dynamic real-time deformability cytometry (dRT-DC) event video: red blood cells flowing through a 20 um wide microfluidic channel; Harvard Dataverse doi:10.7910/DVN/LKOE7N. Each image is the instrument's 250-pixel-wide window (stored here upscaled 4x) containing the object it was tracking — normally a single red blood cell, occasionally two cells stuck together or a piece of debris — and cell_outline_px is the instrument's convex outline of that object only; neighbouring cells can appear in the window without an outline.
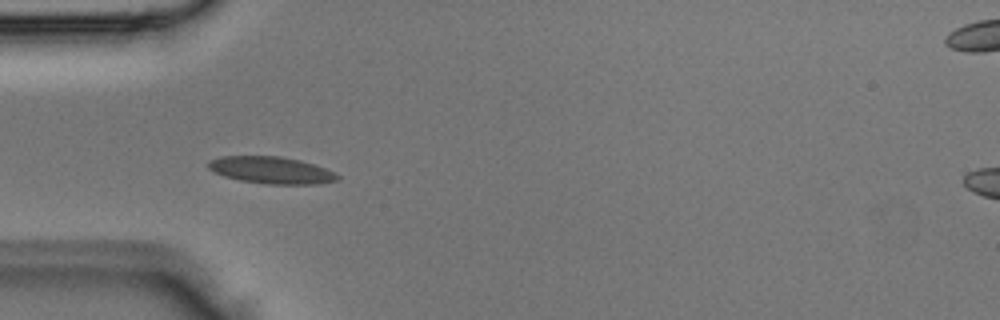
{"species": "Egyptian fruit bat (a non-hibernating species)", "species_latin": "Rousettus aegyptiacus", "temperature_condition": "room temperature", "stored_images_in_passage": 2, "camera_frame_rate_fps": 3000, "um_per_image_px": 0.085, "animal": {"sex": "male"}, "frame": {"image": 1, "passage_image": 2, "time_ms": 0.333, "image_size_px": [1000, 320], "cell_outline_px": [[340, 176], [336, 180], [320, 184], [268, 184], [240, 180], [224, 176], [208, 168], [208, 164], [212, 160], [220, 156], [280, 156], [300, 160], [324, 168]], "centroid_in_image_um": [23.06, 14.46], "position_along_channel_um": 61.9, "area_um2": 20.0}}